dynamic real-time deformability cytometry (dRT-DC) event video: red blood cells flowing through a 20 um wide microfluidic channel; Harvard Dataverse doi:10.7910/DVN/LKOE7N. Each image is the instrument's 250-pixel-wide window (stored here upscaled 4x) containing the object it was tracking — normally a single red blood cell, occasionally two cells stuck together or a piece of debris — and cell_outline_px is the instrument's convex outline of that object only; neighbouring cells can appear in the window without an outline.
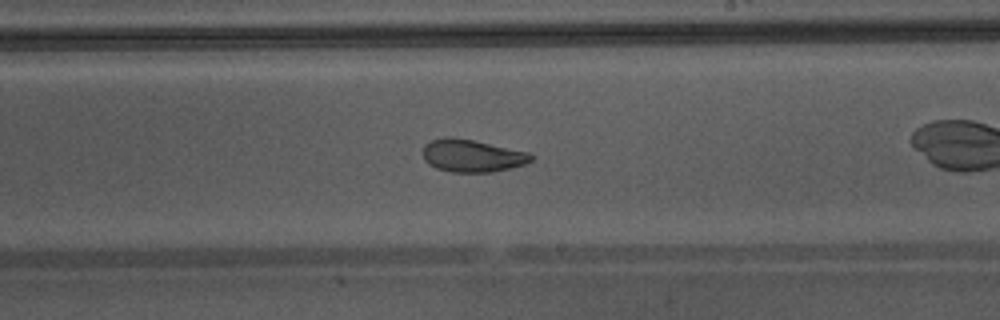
{"species": "Egyptian fruit bat (a non-hibernating species)", "species_latin": "Rousettus aegyptiacus", "temperature_condition": "warm", "stored_images_in_passage": 46, "camera_frame_rate_fps": 3000, "um_per_image_px": 0.085, "animal": {"sex": "male"}, "frame": {"image": 1, "passage_image": 27, "time_ms": 8.667, "image_size_px": [1000, 320], "cell_outline_px": [[536, 156], [532, 160], [524, 164], [492, 172], [452, 172], [436, 168], [428, 164], [424, 160], [424, 144], [432, 140], [448, 136], [472, 140], [528, 152]], "centroid_in_image_um": [40.12, 13.24], "position_along_channel_um": 248.9, "area_um2": 20.35}, "authors_computed_cell_mechanics": {"area_um2": 24.1026, "velocity_mm_per_s": 4.4015, "shape_relaxation_time_tau1_ms": 6.7446, "shape_relaxation_time_tau2_ms": 1.4556, "deformation_change_tau1": 0.1658, "deformation_change_tau2": 0.077}}